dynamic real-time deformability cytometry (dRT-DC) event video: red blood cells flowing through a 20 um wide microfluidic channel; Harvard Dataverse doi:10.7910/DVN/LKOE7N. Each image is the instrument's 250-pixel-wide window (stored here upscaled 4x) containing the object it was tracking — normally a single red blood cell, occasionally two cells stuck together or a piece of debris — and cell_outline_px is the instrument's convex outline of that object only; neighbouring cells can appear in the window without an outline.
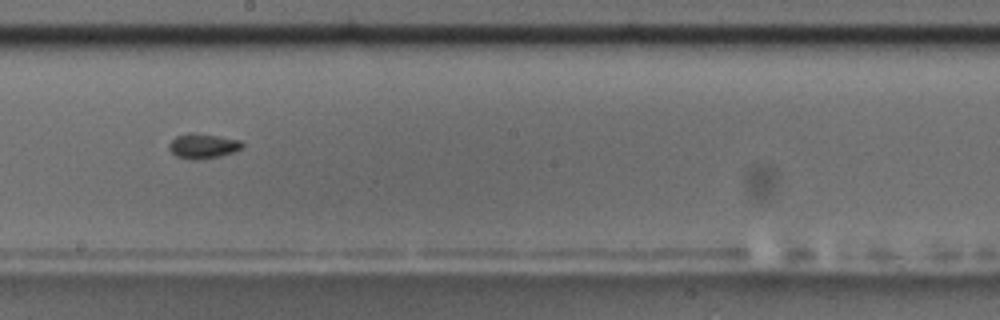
{"species": "common noctule bat (a hibernating species)", "species_latin": "Nyctalus noctula", "temperature_condition": "room temperature", "stored_images_in_passage": 12, "camera_frame_rate_fps": 3000, "um_per_image_px": 0.085, "animal": {"sex": "male", "body_mass_g": 17.5, "forearm_length_mm": 52.3}, "frame": {"image": 1, "passage_image": 7, "time_ms": 6.667, "image_size_px": [1000, 320], "cell_outline_px": [[244, 144], [240, 148], [232, 152], [220, 156], [196, 160], [192, 160], [176, 156], [168, 148], [168, 144], [176, 136], [188, 132], [216, 136], [240, 140]], "centroid_in_image_um": [17.2, 12.41], "position_along_channel_um": 231.0, "area_um2": 10.46}}